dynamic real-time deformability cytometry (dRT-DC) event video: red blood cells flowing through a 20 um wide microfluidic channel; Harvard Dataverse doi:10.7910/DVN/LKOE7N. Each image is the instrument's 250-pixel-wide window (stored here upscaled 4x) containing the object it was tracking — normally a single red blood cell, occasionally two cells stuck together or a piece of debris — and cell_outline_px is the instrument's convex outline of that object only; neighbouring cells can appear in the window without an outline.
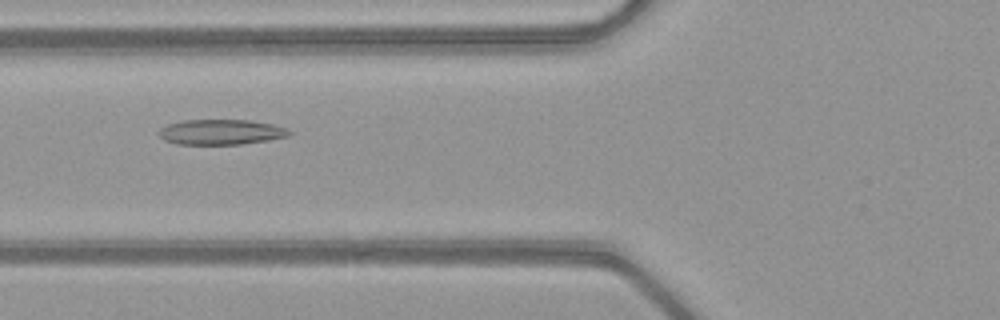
{"species": "common noctule bat (a hibernating species)", "species_latin": "Nyctalus noctula", "temperature_condition": "warm", "stored_images_in_passage": 37, "camera_frame_rate_fps": 3000, "um_per_image_px": 0.085, "animal": {"sex": "female", "body_mass_g": 21.9}, "frame": {"image": 1, "passage_image": 6, "time_ms": 1.667, "image_size_px": [1000, 320], "cell_outline_px": [[292, 132], [288, 136], [268, 140], [240, 144], [176, 144], [164, 140], [156, 132], [160, 128], [168, 124], [184, 120], [252, 120], [272, 124], [284, 128]], "centroid_in_image_um": [18.74, 11.22], "position_along_channel_um": 107.1, "area_um2": 19.13}}
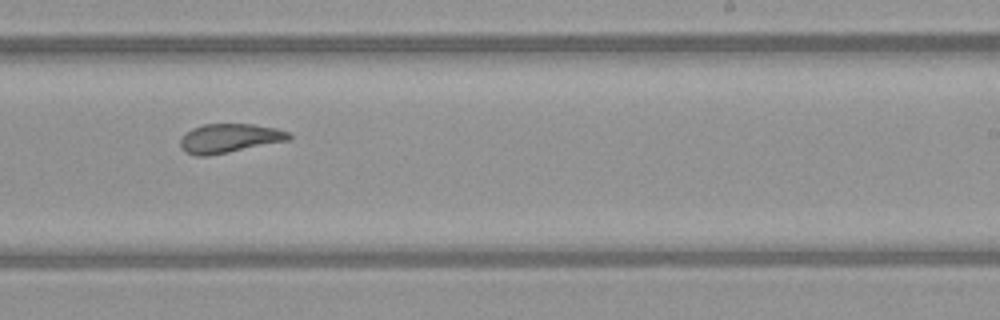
{"frame": {"image": 2, "passage_image": 18, "time_ms": 5.667, "image_size_px": [1000, 320], "cell_outline_px": [[292, 136], [288, 140], [208, 156], [196, 156], [184, 152], [180, 148], [180, 140], [192, 128], [204, 124], [252, 124], [276, 128], [288, 132]], "centroid_in_image_um": [19.47, 11.75], "position_along_channel_um": 269.5, "area_um2": 18.21}}
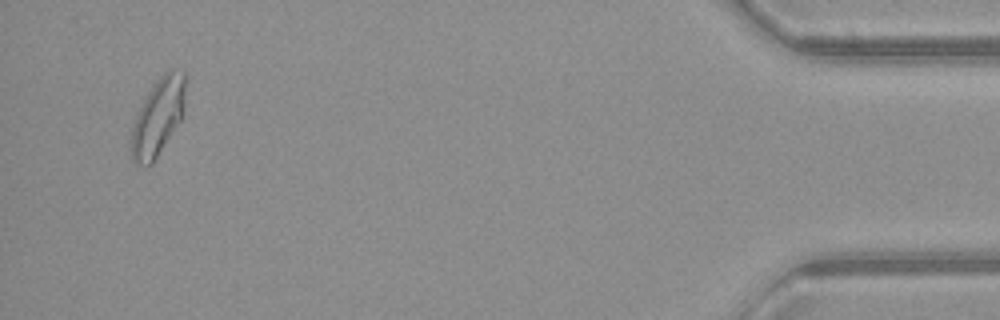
{"frame": {"image": 3, "passage_image": 35, "time_ms": 11.333, "image_size_px": [1000, 320], "cell_outline_px": [[184, 116], [152, 164], [136, 164], [132, 160], [128, 144], [132, 128], [136, 116], [152, 84], [168, 68], [172, 68], [184, 72]], "centroid_in_image_um": [13.41, 9.95], "position_along_channel_um": 421.8, "area_um2": 24.57}, "authors_computed_cell_mechanics": {"area_um2": 19.1896, "velocity_mm_per_s": 4.0567, "shape_relaxation_time_tau1_ms": null, "shape_relaxation_time_tau2_ms": 1.7009, "deformation_change_tau1": null, "deformation_change_tau2": 0.09}}